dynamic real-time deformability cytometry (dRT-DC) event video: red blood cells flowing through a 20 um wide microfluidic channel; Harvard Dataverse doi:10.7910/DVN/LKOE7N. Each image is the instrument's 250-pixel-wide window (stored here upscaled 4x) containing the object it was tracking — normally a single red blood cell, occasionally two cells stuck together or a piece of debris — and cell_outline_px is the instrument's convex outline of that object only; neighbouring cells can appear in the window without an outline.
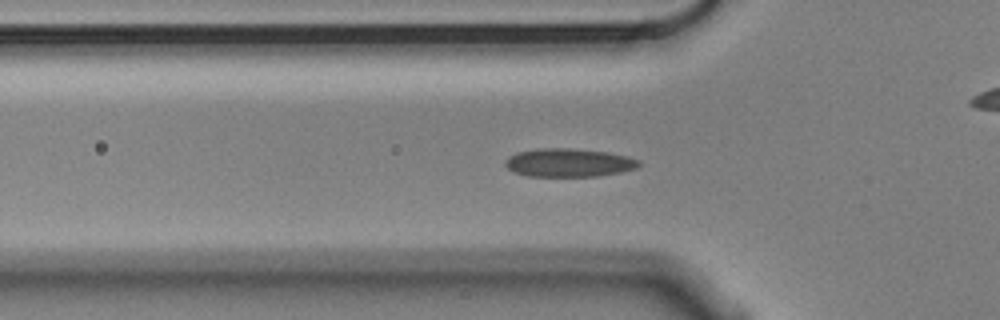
{"species": "Egyptian fruit bat (a non-hibernating species)", "species_latin": "Rousettus aegyptiacus", "temperature_condition": "cold", "stored_images_in_passage": 43, "camera_frame_rate_fps": 3000, "um_per_image_px": 0.085, "animal": {"sex": "male"}, "frame": {"image": 1, "passage_image": 4, "time_ms": 1.0, "image_size_px": [1000, 320], "cell_outline_px": [[640, 164], [636, 168], [620, 172], [600, 176], [528, 176], [516, 172], [508, 168], [504, 164], [504, 160], [516, 152], [536, 148], [564, 148], [608, 152], [628, 156], [640, 160]], "centroid_in_image_um": [48.34, 13.82], "position_along_channel_um": 77.5, "area_um2": 22.08}}
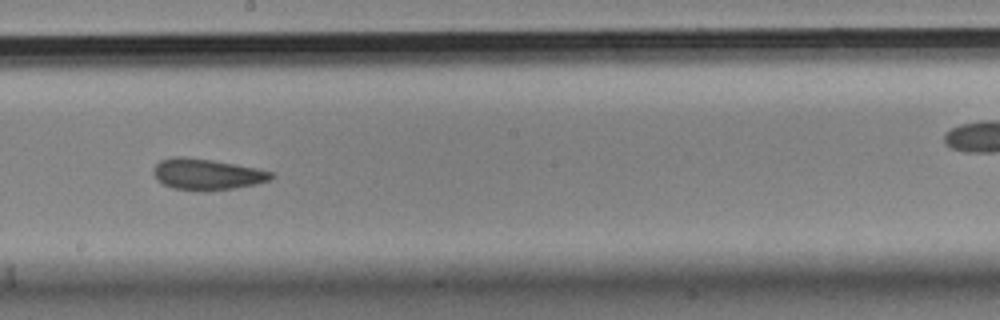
{"frame": {"image": 2, "passage_image": 17, "time_ms": 5.333, "image_size_px": [1000, 320], "cell_outline_px": [[276, 176], [268, 180], [256, 184], [208, 192], [196, 192], [172, 188], [156, 180], [152, 168], [160, 160], [172, 156], [184, 156], [212, 160], [256, 168], [272, 172]], "centroid_in_image_um": [17.53, 14.82], "position_along_channel_um": 230.7, "area_um2": 21.68}}
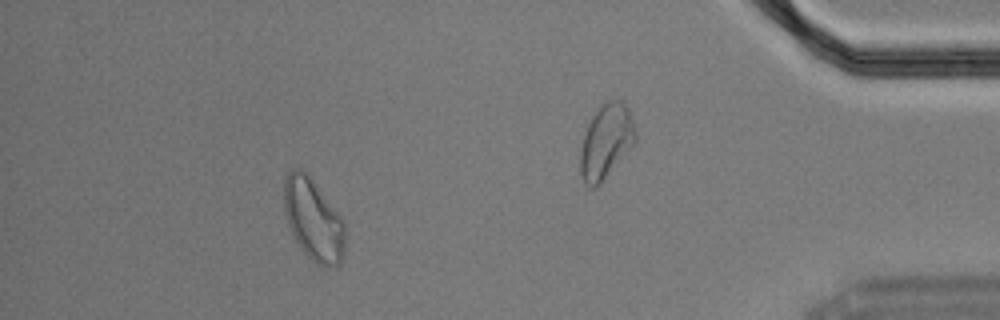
{"frame": {"image": 3, "passage_image": 37, "time_ms": 12.0, "image_size_px": [1000, 320], "cell_outline_px": [[344, 252], [340, 264], [336, 268], [316, 264], [300, 248], [292, 236], [284, 212], [284, 176], [292, 168], [300, 168], [312, 180], [340, 216], [344, 224]], "centroid_in_image_um": [26.6, 18.7], "position_along_channel_um": 408.6, "area_um2": 28.96}, "authors_computed_cell_mechanics": {"area_um2": 21.675, "velocity_mm_per_s": 3.5173, "shape_relaxation_time_tau1_ms": 8.4559, "shape_relaxation_time_tau2_ms": 2.5254, "deformation_change_tau1": 0.131, "deformation_change_tau2": 0.0748}}